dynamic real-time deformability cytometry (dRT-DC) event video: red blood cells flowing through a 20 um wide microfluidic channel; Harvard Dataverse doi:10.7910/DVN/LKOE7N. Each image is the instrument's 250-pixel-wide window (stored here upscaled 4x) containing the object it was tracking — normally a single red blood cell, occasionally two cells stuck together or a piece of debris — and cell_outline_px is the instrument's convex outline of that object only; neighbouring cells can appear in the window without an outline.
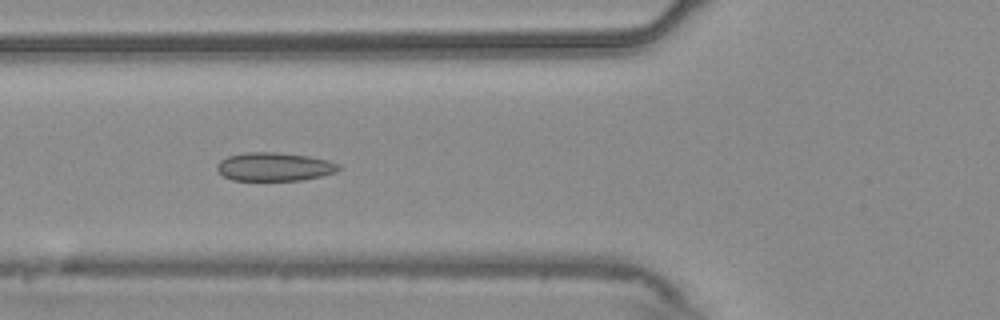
{"species": "common noctule bat (a hibernating species)", "species_latin": "Nyctalus noctula", "temperature_condition": "warm", "stored_images_in_passage": 53, "camera_frame_rate_fps": 3000, "um_per_image_px": 0.085, "animal": {"sex": "male", "body_mass_g": 20.4}, "frame": {"image": 1, "passage_image": 19, "time_ms": 6.0, "image_size_px": [1000, 320], "cell_outline_px": [[340, 168], [336, 172], [320, 176], [300, 180], [232, 180], [224, 176], [216, 168], [216, 164], [220, 160], [228, 156], [244, 152], [276, 152], [308, 156], [328, 160], [340, 164]], "centroid_in_image_um": [23.31, 14.16], "position_along_channel_um": 102.5, "area_um2": 20.17}}
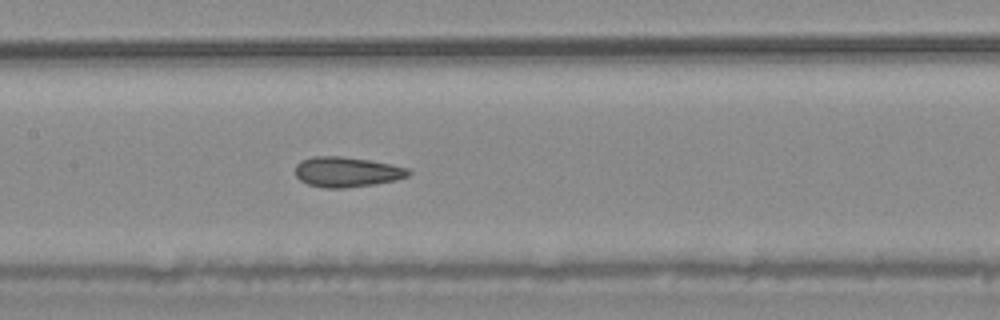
{"frame": {"image": 2, "passage_image": 25, "time_ms": 8.0, "image_size_px": [1000, 320], "cell_outline_px": [[412, 172], [408, 176], [396, 180], [372, 184], [344, 188], [324, 188], [308, 184], [300, 180], [296, 176], [296, 164], [312, 156], [340, 156], [372, 160], [408, 168]], "centroid_in_image_um": [29.49, 14.61], "position_along_channel_um": 177.9, "area_um2": 19.83}}
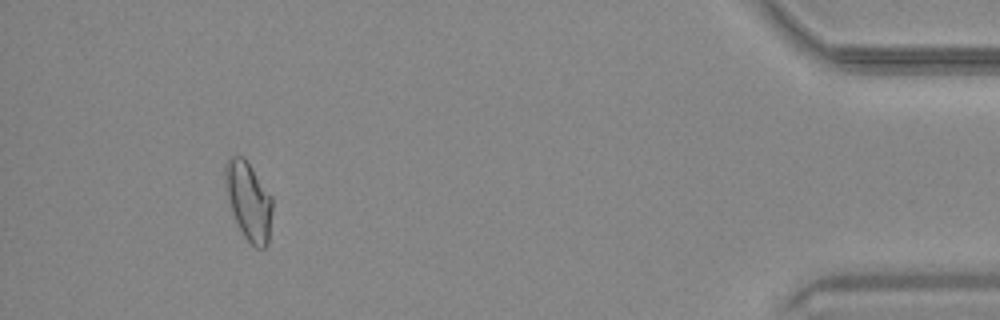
{"frame": {"image": 3, "passage_image": 49, "time_ms": 16.0, "image_size_px": [1000, 320], "cell_outline_px": [[272, 212], [268, 244], [264, 248], [256, 248], [244, 236], [232, 212], [224, 184], [224, 164], [228, 156], [244, 156], [272, 196]], "centroid_in_image_um": [21.12, 17.04], "position_along_channel_um": 414.1, "area_um2": 21.62}, "authors_computed_cell_mechanics": {"area_um2": 20.23, "velocity_mm_per_s": 3.751, "shape_relaxation_time_tau1_ms": null, "shape_relaxation_time_tau2_ms": 2.1282, "deformation_change_tau1": null, "deformation_change_tau2": 0.0715}}